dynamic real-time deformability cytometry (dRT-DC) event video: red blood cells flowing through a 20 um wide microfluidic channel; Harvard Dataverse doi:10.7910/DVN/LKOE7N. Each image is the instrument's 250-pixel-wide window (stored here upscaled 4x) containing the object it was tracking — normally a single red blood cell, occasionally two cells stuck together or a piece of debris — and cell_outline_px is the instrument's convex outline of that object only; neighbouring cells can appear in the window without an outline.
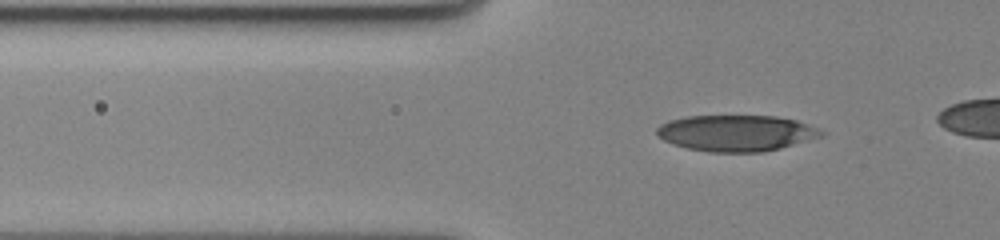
{"species": "human", "species_latin": "Homo sapiens", "temperature_condition": "cold", "stored_images_in_passage": 52, "camera_frame_rate_fps": 3000, "um_per_image_px": 0.085, "donor": {"sex": "female"}, "frame": {"image": 1, "passage_image": 18, "time_ms": 5.667, "image_size_px": [1000, 240], "cell_outline_px": [[828, 132], [824, 136], [780, 148], [760, 152], [708, 152], [688, 148], [664, 140], [656, 132], [656, 128], [660, 124], [668, 120], [688, 116], [776, 116], [796, 120]], "centroid_in_image_um": [62.62, 11.31], "position_along_channel_um": 63.2, "area_um2": 34.62}}
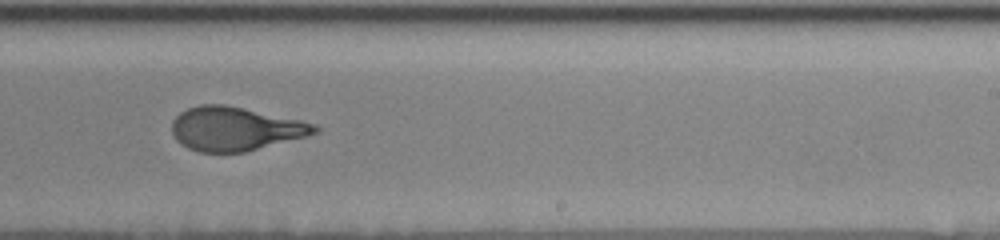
{"frame": {"image": 2, "passage_image": 37, "time_ms": 12.0, "image_size_px": [1000, 240], "cell_outline_px": [[320, 132], [244, 152], [200, 152], [188, 148], [180, 144], [176, 140], [172, 132], [172, 120], [180, 112], [188, 108], [200, 104], [224, 104], [244, 108], [300, 120], [316, 124], [320, 128]], "centroid_in_image_um": [19.96, 10.94], "position_along_channel_um": 269.0, "area_um2": 36.3}}
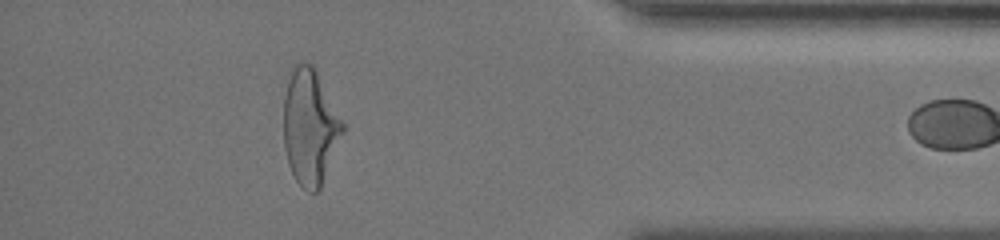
{"frame": {"image": 3, "passage_image": 51, "time_ms": 16.667, "image_size_px": [1000, 240], "cell_outline_px": [[344, 132], [320, 188], [316, 192], [308, 192], [296, 180], [288, 164], [284, 148], [284, 96], [288, 80], [296, 64], [300, 60], [312, 64], [344, 124]], "centroid_in_image_um": [26.34, 10.8], "position_along_channel_um": 408.9, "area_um2": 39.3}}